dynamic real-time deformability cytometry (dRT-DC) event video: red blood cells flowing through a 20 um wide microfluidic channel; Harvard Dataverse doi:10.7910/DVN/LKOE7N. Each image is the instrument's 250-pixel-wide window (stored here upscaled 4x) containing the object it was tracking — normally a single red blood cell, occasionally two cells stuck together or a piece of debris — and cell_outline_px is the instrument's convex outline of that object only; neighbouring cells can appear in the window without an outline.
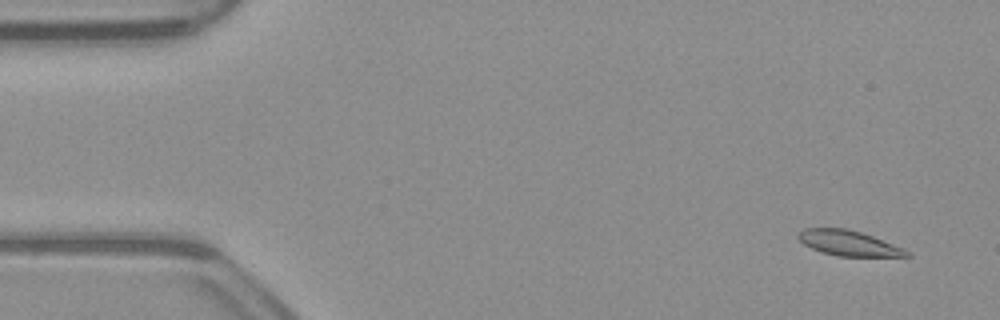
{"species": "common noctule bat (a hibernating species)", "species_latin": "Nyctalus noctula", "temperature_condition": "warm", "stored_images_in_passage": 53, "camera_frame_rate_fps": 3000, "um_per_image_px": 0.085, "animal": {"sex": "male", "body_mass_g": 23.1, "forearm_length_mm": 52.7}, "frame": {"image": 1, "passage_image": 4, "time_ms": 1.0, "image_size_px": [1000, 320], "cell_outline_px": [[912, 256], [836, 256], [820, 252], [804, 244], [796, 236], [796, 232], [804, 228], [848, 228], [872, 236], [904, 248], [912, 252]], "centroid_in_image_um": [72.11, 20.66], "position_along_channel_um": 12.9, "area_um2": 16.07}}
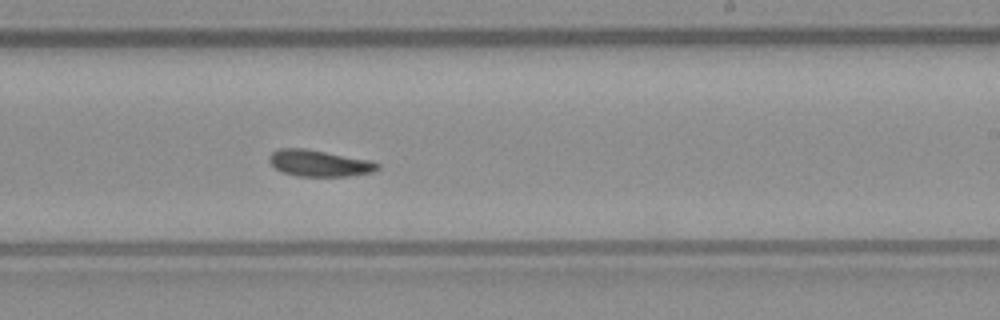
{"frame": {"image": 2, "passage_image": 32, "time_ms": 10.333, "image_size_px": [1000, 320], "cell_outline_px": [[380, 168], [372, 172], [348, 176], [300, 176], [280, 172], [268, 160], [268, 156], [272, 152], [280, 148], [304, 148], [368, 160], [380, 164]], "centroid_in_image_um": [27.1, 13.88], "position_along_channel_um": 261.9, "area_um2": 16.53}}
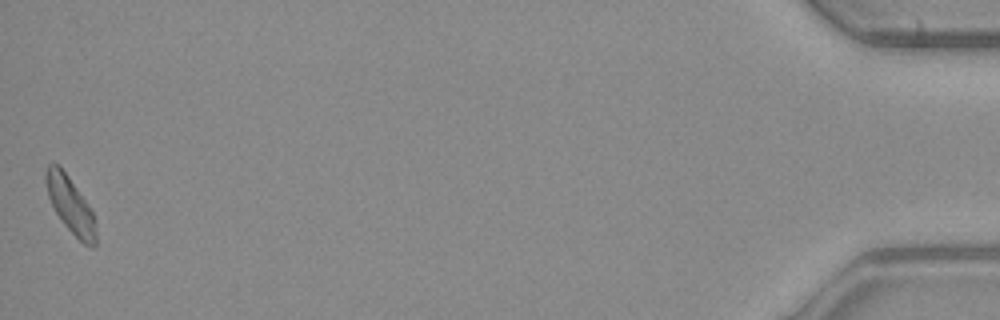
{"frame": {"image": 3, "passage_image": 53, "time_ms": 17.333, "image_size_px": [1000, 320], "cell_outline_px": [[96, 244], [92, 248], [84, 244], [60, 220], [48, 196], [44, 180], [44, 172], [48, 164], [60, 164], [88, 204], [96, 220]], "centroid_in_image_um": [5.98, 17.4], "position_along_channel_um": 429.2, "area_um2": 16.47}, "authors_computed_cell_mechanics": {"area_um2": 16.762, "velocity_mm_per_s": 3.8992, "shape_relaxation_time_tau1_ms": 8.1688, "shape_relaxation_time_tau2_ms": 6.761, "deformation_change_tau1": 0.1963, "deformation_change_tau2": 0.1288}}